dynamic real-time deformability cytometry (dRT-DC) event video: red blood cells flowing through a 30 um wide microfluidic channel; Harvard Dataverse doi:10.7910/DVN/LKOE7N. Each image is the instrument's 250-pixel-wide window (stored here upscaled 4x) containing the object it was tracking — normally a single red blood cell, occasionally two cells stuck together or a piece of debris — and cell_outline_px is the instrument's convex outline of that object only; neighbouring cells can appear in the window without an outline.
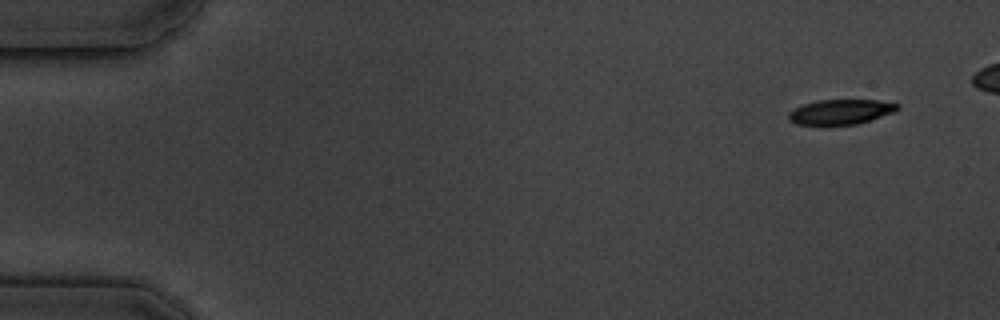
{"species": "common noctule bat (a hibernating species)", "species_latin": "Nyctalus noctula", "temperature_condition": "cold", "stored_images_in_passage": 6, "camera_frame_rate_fps": 3000, "um_per_image_px": 0.085, "animal": {"sex": "male", "body_mass_g": 19.5, "forearm_length_mm": 54.6}, "frame": {"image": 1, "passage_image": 1, "time_ms": 0.0, "image_size_px": [1000, 320], "cell_outline_px": [[900, 108], [896, 112], [856, 124], [828, 128], [824, 128], [796, 124], [788, 120], [788, 112], [804, 104], [816, 100], [876, 100], [900, 104]], "centroid_in_image_um": [71.41, 9.56], "position_along_channel_um": 13.6, "area_um2": 16.65}}